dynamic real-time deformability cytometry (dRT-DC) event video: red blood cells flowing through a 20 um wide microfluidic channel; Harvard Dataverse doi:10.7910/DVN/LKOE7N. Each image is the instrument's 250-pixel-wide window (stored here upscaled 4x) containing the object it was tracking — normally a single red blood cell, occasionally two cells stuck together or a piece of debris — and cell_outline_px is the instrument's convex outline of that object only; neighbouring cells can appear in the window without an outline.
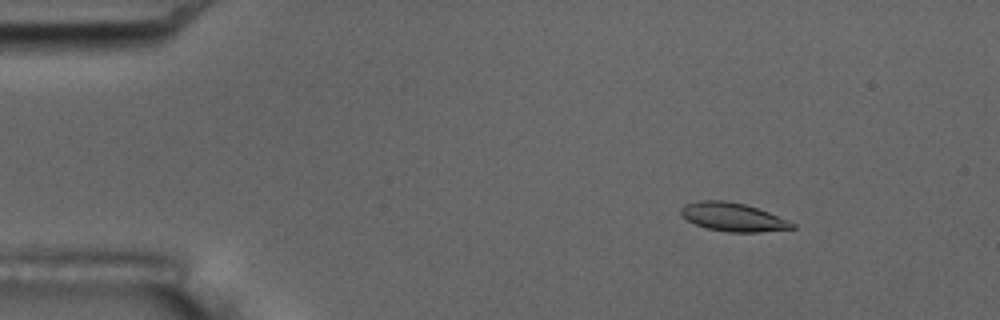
{"species": "common noctule bat (a hibernating species)", "species_latin": "Nyctalus noctula", "temperature_condition": "room temperature", "stored_images_in_passage": 7, "camera_frame_rate_fps": 3000, "um_per_image_px": 0.085, "animal": {"sex": "male", "body_mass_g": 17.5, "forearm_length_mm": 52.3}, "frame": {"image": 1, "passage_image": 3, "time_ms": 2.333, "image_size_px": [1000, 320], "cell_outline_px": [[796, 228], [760, 232], [728, 232], [708, 228], [696, 224], [680, 216], [680, 208], [684, 204], [700, 200], [724, 200], [744, 204], [768, 212], [788, 220], [796, 224]], "centroid_in_image_um": [62.28, 18.44], "position_along_channel_um": 22.7, "area_um2": 18.44}}